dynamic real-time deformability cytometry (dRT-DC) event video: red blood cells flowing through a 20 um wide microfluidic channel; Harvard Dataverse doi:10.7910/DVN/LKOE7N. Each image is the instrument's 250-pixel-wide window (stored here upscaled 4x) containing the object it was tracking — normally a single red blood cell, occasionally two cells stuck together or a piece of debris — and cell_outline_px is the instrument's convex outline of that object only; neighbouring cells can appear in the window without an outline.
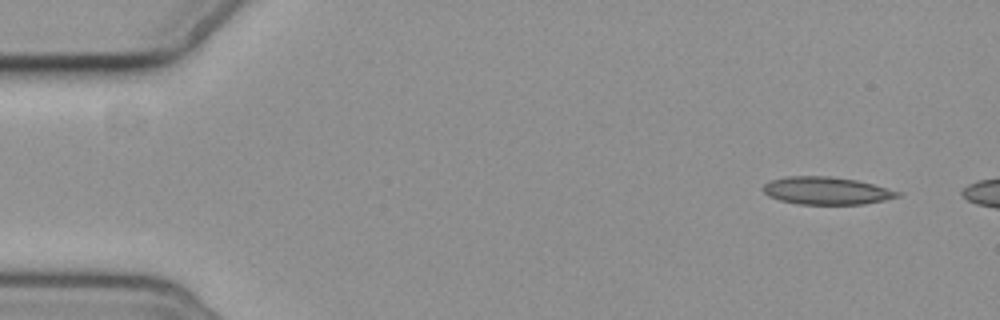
{"species": "common noctule bat (a hibernating species)", "species_latin": "Nyctalus noctula", "temperature_condition": "cold", "stored_images_in_passage": 3, "camera_frame_rate_fps": 3000, "um_per_image_px": 0.085, "animal": {"sex": "female", "body_mass_g": 19.3, "forearm_length_mm": 54.1}, "frame": {"image": 1, "passage_image": 1, "time_ms": 0.0, "image_size_px": [1000, 320], "cell_outline_px": [[904, 196], [864, 204], [800, 204], [780, 200], [768, 196], [764, 192], [764, 184], [768, 180], [788, 176], [832, 176], [856, 180], [872, 184], [900, 192]], "centroid_in_image_um": [70.25, 16.2], "position_along_channel_um": 14.8, "area_um2": 21.62}}